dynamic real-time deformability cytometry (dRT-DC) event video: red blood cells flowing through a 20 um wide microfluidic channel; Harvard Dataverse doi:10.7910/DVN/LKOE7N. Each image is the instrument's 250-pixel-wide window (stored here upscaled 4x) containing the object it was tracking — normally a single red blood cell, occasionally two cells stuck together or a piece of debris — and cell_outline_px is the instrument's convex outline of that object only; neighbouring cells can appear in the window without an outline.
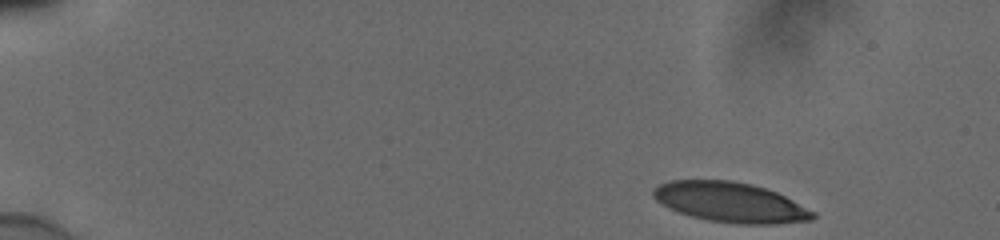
{"species": "human", "species_latin": "Homo sapiens", "temperature_condition": "cold", "stored_images_in_passage": 49, "camera_frame_rate_fps": 3000, "um_per_image_px": 0.085, "donor": {"sex": "male"}, "frame": {"image": 1, "passage_image": 1, "time_ms": 0.0, "image_size_px": [1000, 240], "cell_outline_px": [[816, 216], [812, 220], [776, 224], [740, 224], [708, 220], [692, 216], [668, 208], [656, 200], [652, 196], [652, 188], [668, 180], [732, 180], [752, 184], [776, 192], [816, 212]], "centroid_in_image_um": [62.07, 17.19], "position_along_channel_um": 22.9, "area_um2": 37.22}}
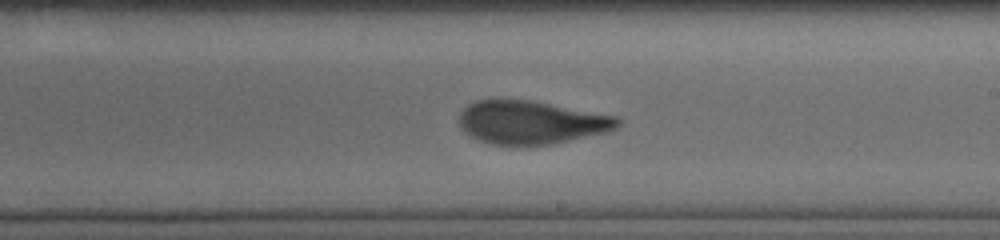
{"frame": {"image": 2, "passage_image": 28, "time_ms": 9.0, "image_size_px": [1000, 240], "cell_outline_px": [[620, 124], [616, 128], [608, 132], [552, 144], [528, 148], [492, 144], [480, 140], [464, 132], [460, 128], [460, 112], [468, 104], [476, 100], [528, 100], [616, 116], [620, 120]], "centroid_in_image_um": [45.14, 10.44], "position_along_channel_um": 243.9, "area_um2": 40.29}}
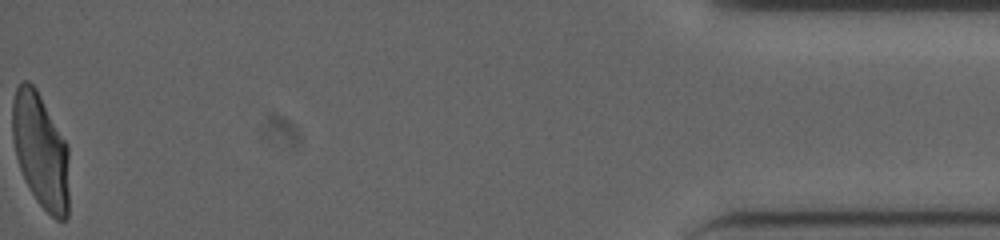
{"frame": {"image": 3, "passage_image": 49, "time_ms": 16.0, "image_size_px": [1000, 240], "cell_outline_px": [[68, 216], [64, 220], [56, 220], [36, 200], [24, 180], [16, 156], [12, 140], [12, 100], [16, 88], [20, 80], [28, 80], [36, 88], [68, 144]], "centroid_in_image_um": [3.44, 12.78], "position_along_channel_um": 431.8, "area_um2": 38.38}, "authors_computed_cell_mechanics": {"area_um2": 40.2866, "velocity_mm_per_s": 3.8569, "shape_relaxation_time_tau1_ms": 8.2996, "shape_relaxation_time_tau2_ms": 1.1118, "deformation_change_tau1": 0.2897, "deformation_change_tau2": 0.0723}}